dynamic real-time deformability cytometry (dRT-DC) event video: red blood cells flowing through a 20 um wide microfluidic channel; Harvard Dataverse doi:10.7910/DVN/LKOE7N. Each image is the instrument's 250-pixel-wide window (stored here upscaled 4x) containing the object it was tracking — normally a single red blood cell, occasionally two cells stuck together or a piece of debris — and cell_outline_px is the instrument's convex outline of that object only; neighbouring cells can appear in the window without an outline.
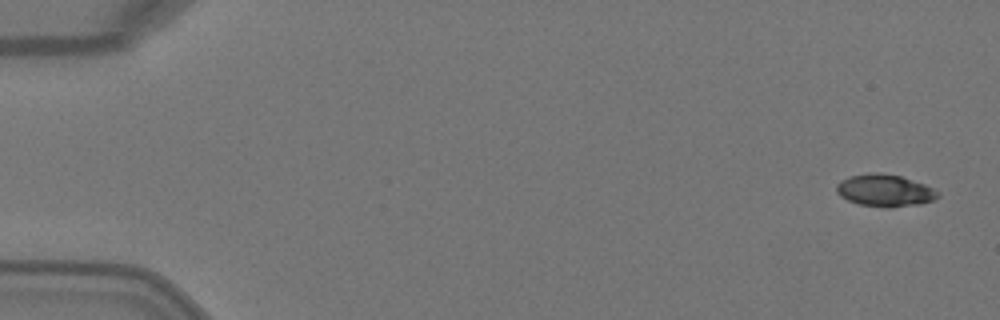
{"species": "Egyptian fruit bat (a non-hibernating species)", "species_latin": "Rousettus aegyptiacus", "temperature_condition": "warm", "stored_images_in_passage": 6, "camera_frame_rate_fps": 3000, "um_per_image_px": 0.085, "animal": {"sex": "female"}, "frame": {"image": 1, "passage_image": 1, "time_ms": 0.0, "image_size_px": [1000, 320], "cell_outline_px": [[940, 196], [932, 200], [920, 204], [860, 204], [848, 200], [840, 196], [836, 192], [836, 184], [840, 180], [848, 176], [868, 172], [880, 172], [900, 176], [924, 184], [940, 192]], "centroid_in_image_um": [75.16, 16.12], "position_along_channel_um": 9.8, "area_um2": 18.26}}
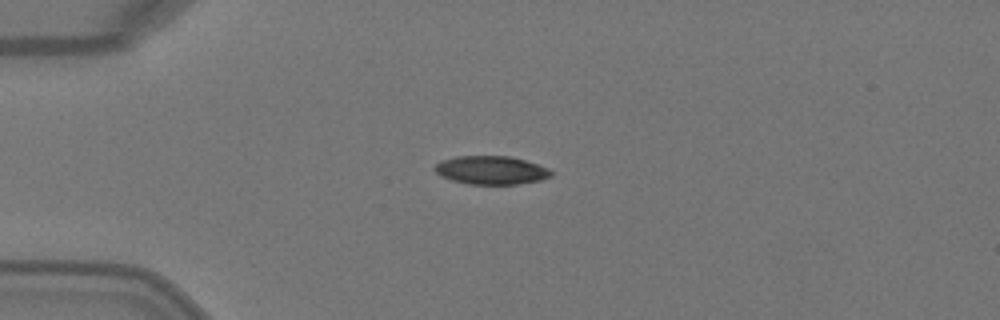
{"frame": {"image": 2, "passage_image": 4, "time_ms": 1.0, "image_size_px": [1000, 320], "cell_outline_px": [[552, 176], [540, 180], [516, 184], [468, 184], [452, 180], [440, 176], [432, 168], [440, 160], [456, 156], [508, 156], [524, 160], [548, 168], [552, 172]], "centroid_in_image_um": [41.7, 14.46], "position_along_channel_um": 43.3, "area_um2": 19.25}}
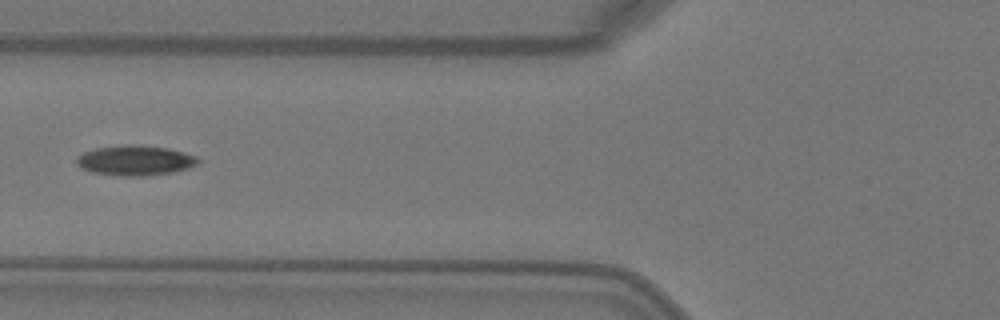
{"frame": {"image": 3, "passage_image": 6, "time_ms": 1.667, "image_size_px": [1000, 320], "cell_outline_px": [[200, 164], [188, 168], [172, 172], [144, 176], [120, 176], [92, 172], [80, 168], [76, 164], [76, 156], [84, 152], [96, 148], [128, 144], [140, 144], [168, 148], [184, 152], [196, 156], [200, 160]], "centroid_in_image_um": [11.49, 13.63], "position_along_channel_um": 114.3, "area_um2": 21.56}}